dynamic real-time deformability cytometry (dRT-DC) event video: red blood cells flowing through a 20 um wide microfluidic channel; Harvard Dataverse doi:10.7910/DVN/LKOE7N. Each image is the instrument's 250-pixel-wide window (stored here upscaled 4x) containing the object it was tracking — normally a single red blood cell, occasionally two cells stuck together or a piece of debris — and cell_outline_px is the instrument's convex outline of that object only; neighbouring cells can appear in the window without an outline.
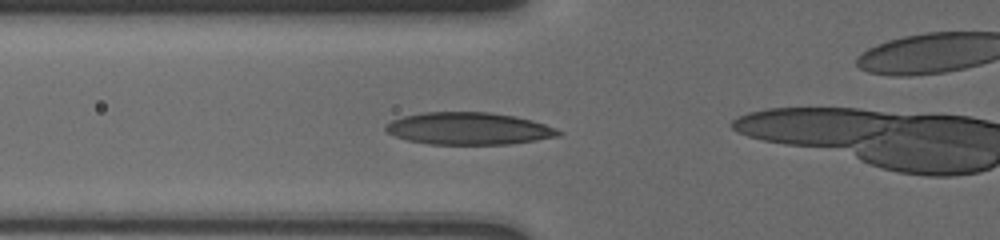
{"species": "human", "species_latin": "Homo sapiens", "temperature_condition": "cold", "stored_images_in_passage": 12, "camera_frame_rate_fps": 3000, "um_per_image_px": 0.085, "donor": {"sex": "male"}, "frame": {"image": 1, "passage_image": 9, "time_ms": 5.333, "image_size_px": [1000, 240], "cell_outline_px": [[564, 132], [560, 136], [536, 140], [508, 144], [428, 144], [408, 140], [396, 136], [388, 132], [384, 128], [384, 124], [392, 120], [404, 116], [424, 112], [488, 112], [516, 116], [532, 120], [556, 128]], "centroid_in_image_um": [39.86, 10.92], "position_along_channel_um": 85.9, "area_um2": 32.48}}